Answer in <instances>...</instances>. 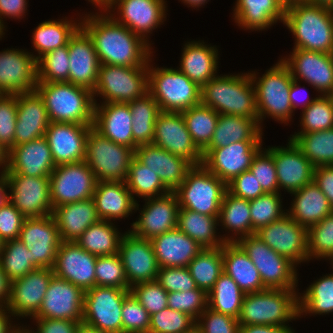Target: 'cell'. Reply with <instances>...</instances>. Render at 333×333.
<instances>
[{"label": "cell", "instance_id": "obj_34", "mask_svg": "<svg viewBox=\"0 0 333 333\" xmlns=\"http://www.w3.org/2000/svg\"><path fill=\"white\" fill-rule=\"evenodd\" d=\"M158 266L187 267L203 248L184 232L175 228L150 240Z\"/></svg>", "mask_w": 333, "mask_h": 333}, {"label": "cell", "instance_id": "obj_79", "mask_svg": "<svg viewBox=\"0 0 333 333\" xmlns=\"http://www.w3.org/2000/svg\"><path fill=\"white\" fill-rule=\"evenodd\" d=\"M301 1L312 5L333 8V0H301Z\"/></svg>", "mask_w": 333, "mask_h": 333}, {"label": "cell", "instance_id": "obj_61", "mask_svg": "<svg viewBox=\"0 0 333 333\" xmlns=\"http://www.w3.org/2000/svg\"><path fill=\"white\" fill-rule=\"evenodd\" d=\"M130 292L150 316L168 307V292L156 280L134 284Z\"/></svg>", "mask_w": 333, "mask_h": 333}, {"label": "cell", "instance_id": "obj_18", "mask_svg": "<svg viewBox=\"0 0 333 333\" xmlns=\"http://www.w3.org/2000/svg\"><path fill=\"white\" fill-rule=\"evenodd\" d=\"M263 141H239L222 148H205L202 165L226 184L248 171Z\"/></svg>", "mask_w": 333, "mask_h": 333}, {"label": "cell", "instance_id": "obj_50", "mask_svg": "<svg viewBox=\"0 0 333 333\" xmlns=\"http://www.w3.org/2000/svg\"><path fill=\"white\" fill-rule=\"evenodd\" d=\"M181 113L194 144L202 152L210 144L219 113L201 103Z\"/></svg>", "mask_w": 333, "mask_h": 333}, {"label": "cell", "instance_id": "obj_52", "mask_svg": "<svg viewBox=\"0 0 333 333\" xmlns=\"http://www.w3.org/2000/svg\"><path fill=\"white\" fill-rule=\"evenodd\" d=\"M187 267L197 287L208 293L224 272L222 247L204 248Z\"/></svg>", "mask_w": 333, "mask_h": 333}, {"label": "cell", "instance_id": "obj_77", "mask_svg": "<svg viewBox=\"0 0 333 333\" xmlns=\"http://www.w3.org/2000/svg\"><path fill=\"white\" fill-rule=\"evenodd\" d=\"M8 153L7 150L1 143H0V174H2L8 166Z\"/></svg>", "mask_w": 333, "mask_h": 333}, {"label": "cell", "instance_id": "obj_53", "mask_svg": "<svg viewBox=\"0 0 333 333\" xmlns=\"http://www.w3.org/2000/svg\"><path fill=\"white\" fill-rule=\"evenodd\" d=\"M31 254L19 239L4 242L0 266L11 282L36 269L31 264Z\"/></svg>", "mask_w": 333, "mask_h": 333}, {"label": "cell", "instance_id": "obj_20", "mask_svg": "<svg viewBox=\"0 0 333 333\" xmlns=\"http://www.w3.org/2000/svg\"><path fill=\"white\" fill-rule=\"evenodd\" d=\"M292 78L304 81L320 95L333 91V54L304 49H293L289 56L281 57Z\"/></svg>", "mask_w": 333, "mask_h": 333}, {"label": "cell", "instance_id": "obj_33", "mask_svg": "<svg viewBox=\"0 0 333 333\" xmlns=\"http://www.w3.org/2000/svg\"><path fill=\"white\" fill-rule=\"evenodd\" d=\"M132 123L128 103H95L93 128L112 142L135 150Z\"/></svg>", "mask_w": 333, "mask_h": 333}, {"label": "cell", "instance_id": "obj_75", "mask_svg": "<svg viewBox=\"0 0 333 333\" xmlns=\"http://www.w3.org/2000/svg\"><path fill=\"white\" fill-rule=\"evenodd\" d=\"M11 281L0 266V306H6L10 298Z\"/></svg>", "mask_w": 333, "mask_h": 333}, {"label": "cell", "instance_id": "obj_28", "mask_svg": "<svg viewBox=\"0 0 333 333\" xmlns=\"http://www.w3.org/2000/svg\"><path fill=\"white\" fill-rule=\"evenodd\" d=\"M97 256L85 251L75 242H62L58 248L54 275L65 279L84 292L96 286Z\"/></svg>", "mask_w": 333, "mask_h": 333}, {"label": "cell", "instance_id": "obj_64", "mask_svg": "<svg viewBox=\"0 0 333 333\" xmlns=\"http://www.w3.org/2000/svg\"><path fill=\"white\" fill-rule=\"evenodd\" d=\"M17 121V94H0V143L10 150L14 147Z\"/></svg>", "mask_w": 333, "mask_h": 333}, {"label": "cell", "instance_id": "obj_40", "mask_svg": "<svg viewBox=\"0 0 333 333\" xmlns=\"http://www.w3.org/2000/svg\"><path fill=\"white\" fill-rule=\"evenodd\" d=\"M222 257L224 272L245 294L267 289L255 265L237 243L225 242L222 246Z\"/></svg>", "mask_w": 333, "mask_h": 333}, {"label": "cell", "instance_id": "obj_55", "mask_svg": "<svg viewBox=\"0 0 333 333\" xmlns=\"http://www.w3.org/2000/svg\"><path fill=\"white\" fill-rule=\"evenodd\" d=\"M307 249L311 259L333 260V212L307 228Z\"/></svg>", "mask_w": 333, "mask_h": 333}, {"label": "cell", "instance_id": "obj_32", "mask_svg": "<svg viewBox=\"0 0 333 333\" xmlns=\"http://www.w3.org/2000/svg\"><path fill=\"white\" fill-rule=\"evenodd\" d=\"M134 156L156 173L171 192L180 186L187 172L193 167L185 158L173 155L154 144L139 145L134 150Z\"/></svg>", "mask_w": 333, "mask_h": 333}, {"label": "cell", "instance_id": "obj_10", "mask_svg": "<svg viewBox=\"0 0 333 333\" xmlns=\"http://www.w3.org/2000/svg\"><path fill=\"white\" fill-rule=\"evenodd\" d=\"M148 92V66L125 67L100 64L98 80L93 90L94 102L128 103Z\"/></svg>", "mask_w": 333, "mask_h": 333}, {"label": "cell", "instance_id": "obj_26", "mask_svg": "<svg viewBox=\"0 0 333 333\" xmlns=\"http://www.w3.org/2000/svg\"><path fill=\"white\" fill-rule=\"evenodd\" d=\"M118 254L130 287L156 280L160 267L150 240L139 238L128 230L120 241Z\"/></svg>", "mask_w": 333, "mask_h": 333}, {"label": "cell", "instance_id": "obj_43", "mask_svg": "<svg viewBox=\"0 0 333 333\" xmlns=\"http://www.w3.org/2000/svg\"><path fill=\"white\" fill-rule=\"evenodd\" d=\"M218 217L179 208L177 228L195 240L203 249L220 248L225 241L221 235H217Z\"/></svg>", "mask_w": 333, "mask_h": 333}, {"label": "cell", "instance_id": "obj_9", "mask_svg": "<svg viewBox=\"0 0 333 333\" xmlns=\"http://www.w3.org/2000/svg\"><path fill=\"white\" fill-rule=\"evenodd\" d=\"M236 243L249 256L266 288L299 291L297 266L288 258L279 255L255 234L242 237Z\"/></svg>", "mask_w": 333, "mask_h": 333}, {"label": "cell", "instance_id": "obj_11", "mask_svg": "<svg viewBox=\"0 0 333 333\" xmlns=\"http://www.w3.org/2000/svg\"><path fill=\"white\" fill-rule=\"evenodd\" d=\"M134 150L112 142L93 127L86 140L85 162L99 181H126Z\"/></svg>", "mask_w": 333, "mask_h": 333}, {"label": "cell", "instance_id": "obj_13", "mask_svg": "<svg viewBox=\"0 0 333 333\" xmlns=\"http://www.w3.org/2000/svg\"><path fill=\"white\" fill-rule=\"evenodd\" d=\"M53 210L93 197L97 180L85 161L58 165L49 176Z\"/></svg>", "mask_w": 333, "mask_h": 333}, {"label": "cell", "instance_id": "obj_46", "mask_svg": "<svg viewBox=\"0 0 333 333\" xmlns=\"http://www.w3.org/2000/svg\"><path fill=\"white\" fill-rule=\"evenodd\" d=\"M128 104L132 114L133 141L138 146L152 144L155 121L161 112L159 105L149 92Z\"/></svg>", "mask_w": 333, "mask_h": 333}, {"label": "cell", "instance_id": "obj_3", "mask_svg": "<svg viewBox=\"0 0 333 333\" xmlns=\"http://www.w3.org/2000/svg\"><path fill=\"white\" fill-rule=\"evenodd\" d=\"M201 104L219 114L258 119L255 86L249 72L217 74L201 87Z\"/></svg>", "mask_w": 333, "mask_h": 333}, {"label": "cell", "instance_id": "obj_1", "mask_svg": "<svg viewBox=\"0 0 333 333\" xmlns=\"http://www.w3.org/2000/svg\"><path fill=\"white\" fill-rule=\"evenodd\" d=\"M81 27L90 36L100 64L147 67L153 56L150 44L118 23L105 10L88 15L86 12L81 17Z\"/></svg>", "mask_w": 333, "mask_h": 333}, {"label": "cell", "instance_id": "obj_48", "mask_svg": "<svg viewBox=\"0 0 333 333\" xmlns=\"http://www.w3.org/2000/svg\"><path fill=\"white\" fill-rule=\"evenodd\" d=\"M208 307L216 312L239 318L245 293L223 272L207 293Z\"/></svg>", "mask_w": 333, "mask_h": 333}, {"label": "cell", "instance_id": "obj_14", "mask_svg": "<svg viewBox=\"0 0 333 333\" xmlns=\"http://www.w3.org/2000/svg\"><path fill=\"white\" fill-rule=\"evenodd\" d=\"M166 2L165 0H111L105 11L118 23L152 45L149 35L166 21L168 10Z\"/></svg>", "mask_w": 333, "mask_h": 333}, {"label": "cell", "instance_id": "obj_42", "mask_svg": "<svg viewBox=\"0 0 333 333\" xmlns=\"http://www.w3.org/2000/svg\"><path fill=\"white\" fill-rule=\"evenodd\" d=\"M218 223L225 232L228 231L227 233L232 235H222L225 242L236 243L240 238L252 235L249 200L236 197L226 191L220 207Z\"/></svg>", "mask_w": 333, "mask_h": 333}, {"label": "cell", "instance_id": "obj_8", "mask_svg": "<svg viewBox=\"0 0 333 333\" xmlns=\"http://www.w3.org/2000/svg\"><path fill=\"white\" fill-rule=\"evenodd\" d=\"M227 184L203 165L193 166L174 191L180 208L200 214L219 216Z\"/></svg>", "mask_w": 333, "mask_h": 333}, {"label": "cell", "instance_id": "obj_66", "mask_svg": "<svg viewBox=\"0 0 333 333\" xmlns=\"http://www.w3.org/2000/svg\"><path fill=\"white\" fill-rule=\"evenodd\" d=\"M239 326L236 318L209 307L196 320V327L200 333H239Z\"/></svg>", "mask_w": 333, "mask_h": 333}, {"label": "cell", "instance_id": "obj_39", "mask_svg": "<svg viewBox=\"0 0 333 333\" xmlns=\"http://www.w3.org/2000/svg\"><path fill=\"white\" fill-rule=\"evenodd\" d=\"M294 196L287 214L299 225L306 228L319 223L333 212V207L327 197L314 183H309L291 193Z\"/></svg>", "mask_w": 333, "mask_h": 333}, {"label": "cell", "instance_id": "obj_74", "mask_svg": "<svg viewBox=\"0 0 333 333\" xmlns=\"http://www.w3.org/2000/svg\"><path fill=\"white\" fill-rule=\"evenodd\" d=\"M299 81L294 79L292 80V84H291V87H290V92H289V95H290V104H291V107H292V110H293V113H295V109H297L298 106L302 107V111L307 108L312 102H314L316 100L317 97H315L314 99L313 98H310V99H306L303 100V102L299 99V93H300V88L301 87V84L298 83ZM300 85V86H299ZM304 90L305 91V86H303ZM308 97V96H307ZM302 98V97H301ZM302 102V104L300 103V101Z\"/></svg>", "mask_w": 333, "mask_h": 333}, {"label": "cell", "instance_id": "obj_47", "mask_svg": "<svg viewBox=\"0 0 333 333\" xmlns=\"http://www.w3.org/2000/svg\"><path fill=\"white\" fill-rule=\"evenodd\" d=\"M333 269V267H332ZM333 271V270H332ZM299 318L309 315H324L333 312V273L314 281L306 291L298 294Z\"/></svg>", "mask_w": 333, "mask_h": 333}, {"label": "cell", "instance_id": "obj_65", "mask_svg": "<svg viewBox=\"0 0 333 333\" xmlns=\"http://www.w3.org/2000/svg\"><path fill=\"white\" fill-rule=\"evenodd\" d=\"M156 281L168 292H188L197 289L188 267L159 268Z\"/></svg>", "mask_w": 333, "mask_h": 333}, {"label": "cell", "instance_id": "obj_7", "mask_svg": "<svg viewBox=\"0 0 333 333\" xmlns=\"http://www.w3.org/2000/svg\"><path fill=\"white\" fill-rule=\"evenodd\" d=\"M148 62V92L161 111L182 112L201 103V87L176 68L155 67Z\"/></svg>", "mask_w": 333, "mask_h": 333}, {"label": "cell", "instance_id": "obj_41", "mask_svg": "<svg viewBox=\"0 0 333 333\" xmlns=\"http://www.w3.org/2000/svg\"><path fill=\"white\" fill-rule=\"evenodd\" d=\"M259 119L219 114L216 129L206 148H222L239 141H263Z\"/></svg>", "mask_w": 333, "mask_h": 333}, {"label": "cell", "instance_id": "obj_63", "mask_svg": "<svg viewBox=\"0 0 333 333\" xmlns=\"http://www.w3.org/2000/svg\"><path fill=\"white\" fill-rule=\"evenodd\" d=\"M123 333H148L150 314L130 292L123 300Z\"/></svg>", "mask_w": 333, "mask_h": 333}, {"label": "cell", "instance_id": "obj_15", "mask_svg": "<svg viewBox=\"0 0 333 333\" xmlns=\"http://www.w3.org/2000/svg\"><path fill=\"white\" fill-rule=\"evenodd\" d=\"M9 186V201L25 218L52 215L49 177L2 173Z\"/></svg>", "mask_w": 333, "mask_h": 333}, {"label": "cell", "instance_id": "obj_80", "mask_svg": "<svg viewBox=\"0 0 333 333\" xmlns=\"http://www.w3.org/2000/svg\"><path fill=\"white\" fill-rule=\"evenodd\" d=\"M185 5H188V7L192 8H200L202 6H205L204 4L207 3L209 0H179Z\"/></svg>", "mask_w": 333, "mask_h": 333}, {"label": "cell", "instance_id": "obj_4", "mask_svg": "<svg viewBox=\"0 0 333 333\" xmlns=\"http://www.w3.org/2000/svg\"><path fill=\"white\" fill-rule=\"evenodd\" d=\"M36 91L42 97L50 122L93 125V92L69 82H38Z\"/></svg>", "mask_w": 333, "mask_h": 333}, {"label": "cell", "instance_id": "obj_24", "mask_svg": "<svg viewBox=\"0 0 333 333\" xmlns=\"http://www.w3.org/2000/svg\"><path fill=\"white\" fill-rule=\"evenodd\" d=\"M84 294L81 288L54 275L41 307L33 318L82 321Z\"/></svg>", "mask_w": 333, "mask_h": 333}, {"label": "cell", "instance_id": "obj_30", "mask_svg": "<svg viewBox=\"0 0 333 333\" xmlns=\"http://www.w3.org/2000/svg\"><path fill=\"white\" fill-rule=\"evenodd\" d=\"M56 165L46 138L14 146L8 153V166L3 173H19L30 177H49Z\"/></svg>", "mask_w": 333, "mask_h": 333}, {"label": "cell", "instance_id": "obj_58", "mask_svg": "<svg viewBox=\"0 0 333 333\" xmlns=\"http://www.w3.org/2000/svg\"><path fill=\"white\" fill-rule=\"evenodd\" d=\"M96 286L131 289L119 254L99 256L95 266Z\"/></svg>", "mask_w": 333, "mask_h": 333}, {"label": "cell", "instance_id": "obj_31", "mask_svg": "<svg viewBox=\"0 0 333 333\" xmlns=\"http://www.w3.org/2000/svg\"><path fill=\"white\" fill-rule=\"evenodd\" d=\"M49 124L46 106L36 90L17 94L14 146L43 137Z\"/></svg>", "mask_w": 333, "mask_h": 333}, {"label": "cell", "instance_id": "obj_76", "mask_svg": "<svg viewBox=\"0 0 333 333\" xmlns=\"http://www.w3.org/2000/svg\"><path fill=\"white\" fill-rule=\"evenodd\" d=\"M9 186L3 174H0V206L9 200Z\"/></svg>", "mask_w": 333, "mask_h": 333}, {"label": "cell", "instance_id": "obj_57", "mask_svg": "<svg viewBox=\"0 0 333 333\" xmlns=\"http://www.w3.org/2000/svg\"><path fill=\"white\" fill-rule=\"evenodd\" d=\"M282 193H264L249 201L252 220V235L261 227L281 219L287 210L282 207Z\"/></svg>", "mask_w": 333, "mask_h": 333}, {"label": "cell", "instance_id": "obj_54", "mask_svg": "<svg viewBox=\"0 0 333 333\" xmlns=\"http://www.w3.org/2000/svg\"><path fill=\"white\" fill-rule=\"evenodd\" d=\"M300 117V131L304 134L333 128V96L318 95L316 100L305 108Z\"/></svg>", "mask_w": 333, "mask_h": 333}, {"label": "cell", "instance_id": "obj_51", "mask_svg": "<svg viewBox=\"0 0 333 333\" xmlns=\"http://www.w3.org/2000/svg\"><path fill=\"white\" fill-rule=\"evenodd\" d=\"M125 182L136 202V196L147 199L160 197L171 192L162 183L160 177L142 164L135 156L130 161L129 172Z\"/></svg>", "mask_w": 333, "mask_h": 333}, {"label": "cell", "instance_id": "obj_56", "mask_svg": "<svg viewBox=\"0 0 333 333\" xmlns=\"http://www.w3.org/2000/svg\"><path fill=\"white\" fill-rule=\"evenodd\" d=\"M68 45L58 47L37 60L38 82H69Z\"/></svg>", "mask_w": 333, "mask_h": 333}, {"label": "cell", "instance_id": "obj_72", "mask_svg": "<svg viewBox=\"0 0 333 333\" xmlns=\"http://www.w3.org/2000/svg\"><path fill=\"white\" fill-rule=\"evenodd\" d=\"M239 333H296L288 325H240Z\"/></svg>", "mask_w": 333, "mask_h": 333}, {"label": "cell", "instance_id": "obj_71", "mask_svg": "<svg viewBox=\"0 0 333 333\" xmlns=\"http://www.w3.org/2000/svg\"><path fill=\"white\" fill-rule=\"evenodd\" d=\"M28 0H0V23L5 28L3 18L23 19L26 16Z\"/></svg>", "mask_w": 333, "mask_h": 333}, {"label": "cell", "instance_id": "obj_2", "mask_svg": "<svg viewBox=\"0 0 333 333\" xmlns=\"http://www.w3.org/2000/svg\"><path fill=\"white\" fill-rule=\"evenodd\" d=\"M283 24L294 36L293 49L333 54L330 8L297 1L286 6Z\"/></svg>", "mask_w": 333, "mask_h": 333}, {"label": "cell", "instance_id": "obj_27", "mask_svg": "<svg viewBox=\"0 0 333 333\" xmlns=\"http://www.w3.org/2000/svg\"><path fill=\"white\" fill-rule=\"evenodd\" d=\"M93 125L50 122L44 137L56 166L85 160L86 140Z\"/></svg>", "mask_w": 333, "mask_h": 333}, {"label": "cell", "instance_id": "obj_23", "mask_svg": "<svg viewBox=\"0 0 333 333\" xmlns=\"http://www.w3.org/2000/svg\"><path fill=\"white\" fill-rule=\"evenodd\" d=\"M37 83V60L33 52L14 48L0 51V94L35 91Z\"/></svg>", "mask_w": 333, "mask_h": 333}, {"label": "cell", "instance_id": "obj_17", "mask_svg": "<svg viewBox=\"0 0 333 333\" xmlns=\"http://www.w3.org/2000/svg\"><path fill=\"white\" fill-rule=\"evenodd\" d=\"M255 235L296 266L303 262H309L307 228L299 225L288 214L267 226L261 227Z\"/></svg>", "mask_w": 333, "mask_h": 333}, {"label": "cell", "instance_id": "obj_12", "mask_svg": "<svg viewBox=\"0 0 333 333\" xmlns=\"http://www.w3.org/2000/svg\"><path fill=\"white\" fill-rule=\"evenodd\" d=\"M130 289L94 286L85 291L82 323L110 333H123L122 306Z\"/></svg>", "mask_w": 333, "mask_h": 333}, {"label": "cell", "instance_id": "obj_60", "mask_svg": "<svg viewBox=\"0 0 333 333\" xmlns=\"http://www.w3.org/2000/svg\"><path fill=\"white\" fill-rule=\"evenodd\" d=\"M249 171L256 177L265 193H279L275 162L266 147H262L253 157Z\"/></svg>", "mask_w": 333, "mask_h": 333}, {"label": "cell", "instance_id": "obj_22", "mask_svg": "<svg viewBox=\"0 0 333 333\" xmlns=\"http://www.w3.org/2000/svg\"><path fill=\"white\" fill-rule=\"evenodd\" d=\"M53 276V269L36 268L11 282L10 298L6 306L13 317L32 319L38 313Z\"/></svg>", "mask_w": 333, "mask_h": 333}, {"label": "cell", "instance_id": "obj_67", "mask_svg": "<svg viewBox=\"0 0 333 333\" xmlns=\"http://www.w3.org/2000/svg\"><path fill=\"white\" fill-rule=\"evenodd\" d=\"M25 219L9 200L0 206V238L3 242L19 239Z\"/></svg>", "mask_w": 333, "mask_h": 333}, {"label": "cell", "instance_id": "obj_45", "mask_svg": "<svg viewBox=\"0 0 333 333\" xmlns=\"http://www.w3.org/2000/svg\"><path fill=\"white\" fill-rule=\"evenodd\" d=\"M115 222L99 220L75 241L85 251L99 257L117 254L125 233L118 231Z\"/></svg>", "mask_w": 333, "mask_h": 333}, {"label": "cell", "instance_id": "obj_62", "mask_svg": "<svg viewBox=\"0 0 333 333\" xmlns=\"http://www.w3.org/2000/svg\"><path fill=\"white\" fill-rule=\"evenodd\" d=\"M208 307L207 293L202 289H193L188 292L168 293V308L189 314L195 320Z\"/></svg>", "mask_w": 333, "mask_h": 333}, {"label": "cell", "instance_id": "obj_25", "mask_svg": "<svg viewBox=\"0 0 333 333\" xmlns=\"http://www.w3.org/2000/svg\"><path fill=\"white\" fill-rule=\"evenodd\" d=\"M287 147L273 146L267 150L273 155L280 190L289 194L312 183L314 165L303 155L302 150L288 139Z\"/></svg>", "mask_w": 333, "mask_h": 333}, {"label": "cell", "instance_id": "obj_49", "mask_svg": "<svg viewBox=\"0 0 333 333\" xmlns=\"http://www.w3.org/2000/svg\"><path fill=\"white\" fill-rule=\"evenodd\" d=\"M289 139L294 141L315 168L333 165V128L304 134H292Z\"/></svg>", "mask_w": 333, "mask_h": 333}, {"label": "cell", "instance_id": "obj_37", "mask_svg": "<svg viewBox=\"0 0 333 333\" xmlns=\"http://www.w3.org/2000/svg\"><path fill=\"white\" fill-rule=\"evenodd\" d=\"M179 70L192 82L202 87L218 74L219 52L216 46L204 41H189L184 44Z\"/></svg>", "mask_w": 333, "mask_h": 333}, {"label": "cell", "instance_id": "obj_5", "mask_svg": "<svg viewBox=\"0 0 333 333\" xmlns=\"http://www.w3.org/2000/svg\"><path fill=\"white\" fill-rule=\"evenodd\" d=\"M256 72L250 71L249 74L255 86L261 128L263 119L268 116L287 125L294 116L289 95L293 78L288 66L280 59L262 77H258Z\"/></svg>", "mask_w": 333, "mask_h": 333}, {"label": "cell", "instance_id": "obj_16", "mask_svg": "<svg viewBox=\"0 0 333 333\" xmlns=\"http://www.w3.org/2000/svg\"><path fill=\"white\" fill-rule=\"evenodd\" d=\"M19 240L30 250L35 268L53 269L62 240L53 215L26 218Z\"/></svg>", "mask_w": 333, "mask_h": 333}, {"label": "cell", "instance_id": "obj_44", "mask_svg": "<svg viewBox=\"0 0 333 333\" xmlns=\"http://www.w3.org/2000/svg\"><path fill=\"white\" fill-rule=\"evenodd\" d=\"M80 26L81 17L79 20L63 18L60 20L50 19L39 23L32 34L33 48L38 53L37 56L34 55V58L38 60L44 54L58 47L68 45L70 37Z\"/></svg>", "mask_w": 333, "mask_h": 333}, {"label": "cell", "instance_id": "obj_6", "mask_svg": "<svg viewBox=\"0 0 333 333\" xmlns=\"http://www.w3.org/2000/svg\"><path fill=\"white\" fill-rule=\"evenodd\" d=\"M298 294L296 290L268 288L245 294L239 325H287L299 318Z\"/></svg>", "mask_w": 333, "mask_h": 333}, {"label": "cell", "instance_id": "obj_38", "mask_svg": "<svg viewBox=\"0 0 333 333\" xmlns=\"http://www.w3.org/2000/svg\"><path fill=\"white\" fill-rule=\"evenodd\" d=\"M62 242H75L100 220L93 198L56 207L52 213Z\"/></svg>", "mask_w": 333, "mask_h": 333}, {"label": "cell", "instance_id": "obj_73", "mask_svg": "<svg viewBox=\"0 0 333 333\" xmlns=\"http://www.w3.org/2000/svg\"><path fill=\"white\" fill-rule=\"evenodd\" d=\"M10 315L13 316L7 306H0V333H21L23 326H19V323L14 324Z\"/></svg>", "mask_w": 333, "mask_h": 333}, {"label": "cell", "instance_id": "obj_69", "mask_svg": "<svg viewBox=\"0 0 333 333\" xmlns=\"http://www.w3.org/2000/svg\"><path fill=\"white\" fill-rule=\"evenodd\" d=\"M37 326L34 332L29 326L22 324L24 333H75L82 321H70L65 319L32 318Z\"/></svg>", "mask_w": 333, "mask_h": 333}, {"label": "cell", "instance_id": "obj_68", "mask_svg": "<svg viewBox=\"0 0 333 333\" xmlns=\"http://www.w3.org/2000/svg\"><path fill=\"white\" fill-rule=\"evenodd\" d=\"M227 191L236 197L249 201L265 193L256 177L249 170L227 183Z\"/></svg>", "mask_w": 333, "mask_h": 333}, {"label": "cell", "instance_id": "obj_59", "mask_svg": "<svg viewBox=\"0 0 333 333\" xmlns=\"http://www.w3.org/2000/svg\"><path fill=\"white\" fill-rule=\"evenodd\" d=\"M196 327L189 314L165 308L150 316L148 333H187Z\"/></svg>", "mask_w": 333, "mask_h": 333}, {"label": "cell", "instance_id": "obj_78", "mask_svg": "<svg viewBox=\"0 0 333 333\" xmlns=\"http://www.w3.org/2000/svg\"><path fill=\"white\" fill-rule=\"evenodd\" d=\"M75 333H110V332L98 330L84 323H80Z\"/></svg>", "mask_w": 333, "mask_h": 333}, {"label": "cell", "instance_id": "obj_36", "mask_svg": "<svg viewBox=\"0 0 333 333\" xmlns=\"http://www.w3.org/2000/svg\"><path fill=\"white\" fill-rule=\"evenodd\" d=\"M233 8L232 19L243 30L262 31L284 23L286 6L281 0H236Z\"/></svg>", "mask_w": 333, "mask_h": 333}, {"label": "cell", "instance_id": "obj_70", "mask_svg": "<svg viewBox=\"0 0 333 333\" xmlns=\"http://www.w3.org/2000/svg\"><path fill=\"white\" fill-rule=\"evenodd\" d=\"M313 182L319 187L333 207V165L316 167L314 169Z\"/></svg>", "mask_w": 333, "mask_h": 333}, {"label": "cell", "instance_id": "obj_35", "mask_svg": "<svg viewBox=\"0 0 333 333\" xmlns=\"http://www.w3.org/2000/svg\"><path fill=\"white\" fill-rule=\"evenodd\" d=\"M92 198L100 220L124 219L135 211L136 201L125 181L97 182Z\"/></svg>", "mask_w": 333, "mask_h": 333}, {"label": "cell", "instance_id": "obj_29", "mask_svg": "<svg viewBox=\"0 0 333 333\" xmlns=\"http://www.w3.org/2000/svg\"><path fill=\"white\" fill-rule=\"evenodd\" d=\"M68 49L69 83L93 92L98 80L100 62L90 36L81 26L70 37Z\"/></svg>", "mask_w": 333, "mask_h": 333}, {"label": "cell", "instance_id": "obj_21", "mask_svg": "<svg viewBox=\"0 0 333 333\" xmlns=\"http://www.w3.org/2000/svg\"><path fill=\"white\" fill-rule=\"evenodd\" d=\"M152 144L185 158L193 166L202 165V152L194 144L180 112L161 111L158 114Z\"/></svg>", "mask_w": 333, "mask_h": 333}, {"label": "cell", "instance_id": "obj_19", "mask_svg": "<svg viewBox=\"0 0 333 333\" xmlns=\"http://www.w3.org/2000/svg\"><path fill=\"white\" fill-rule=\"evenodd\" d=\"M145 204L140 210L138 202L135 212L139 210V218L131 224L129 231L142 239L151 240L167 231L177 228L179 204L174 192L160 197L144 199Z\"/></svg>", "mask_w": 333, "mask_h": 333}]
</instances>
